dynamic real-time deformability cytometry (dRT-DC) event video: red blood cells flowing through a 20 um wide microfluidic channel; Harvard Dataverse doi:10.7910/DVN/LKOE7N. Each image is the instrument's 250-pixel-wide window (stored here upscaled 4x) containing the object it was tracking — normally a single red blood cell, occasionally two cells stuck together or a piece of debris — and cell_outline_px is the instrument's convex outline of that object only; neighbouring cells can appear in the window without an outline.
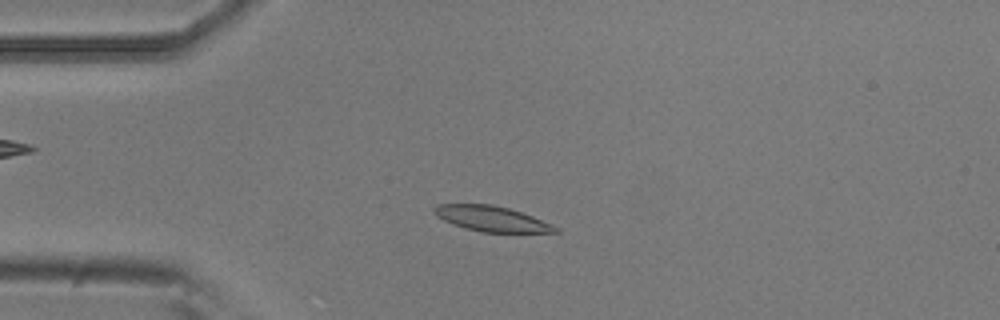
{"species": "common noctule bat (a hibernating species)", "species_latin": "Nyctalus noctula", "temperature_condition": "room temperature", "stored_images_in_passage": 52, "camera_frame_rate_fps": 3000, "um_per_image_px": 0.085, "animal": {"sex": "male", "body_mass_g": 20.5, "forearm_length_mm": 52.5}, "frame": {"image": 1, "passage_image": 12, "time_ms": 3.667, "image_size_px": [1000, 320], "cell_outline_px": [[560, 232], [480, 232], [464, 228], [452, 224], [436, 216], [432, 212], [432, 208], [436, 204], [492, 204], [508, 208], [532, 216], [552, 224], [560, 228]], "centroid_in_image_um": [41.75, 18.59], "position_along_channel_um": 43.3, "area_um2": 17.98}}
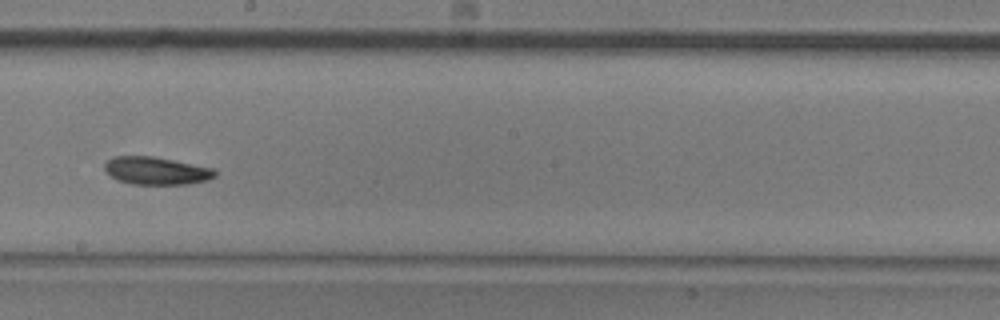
{"frame": {"image": 2, "passage_image": 29, "time_ms": 9.333, "image_size_px": [1000, 320], "cell_outline_px": [[216, 176], [208, 180], [188, 184], [132, 184], [116, 180], [104, 168], [104, 164], [112, 156], [152, 156], [212, 168], [216, 172]], "centroid_in_image_um": [13.27, 14.52], "position_along_channel_um": 234.9, "area_um2": 17.69}}
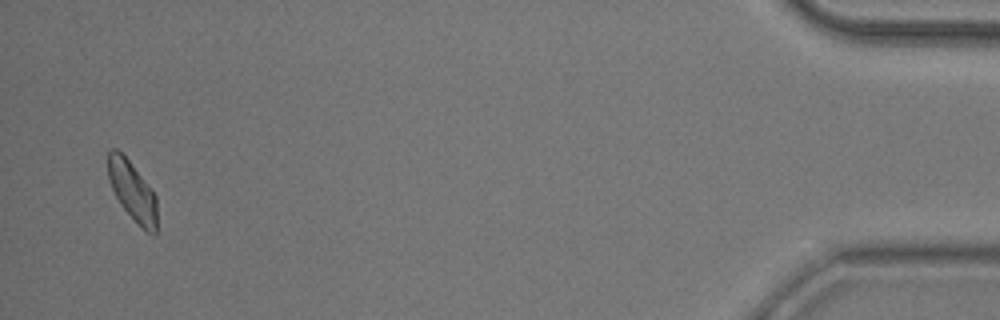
{"frame": {"image": 3, "passage_image": 51, "time_ms": 16.667, "image_size_px": [1000, 320], "cell_outline_px": [[156, 236], [152, 236], [120, 204], [108, 180], [108, 152], [112, 148], [116, 148], [128, 160], [156, 196]], "centroid_in_image_um": [11.24, 16.23], "position_along_channel_um": 424.0, "area_um2": 16.36}, "authors_computed_cell_mechanics": {"area_um2": 17.9469, "velocity_mm_per_s": 3.7391, "shape_relaxation_time_tau1_ms": 6.0708, "shape_relaxation_time_tau2_ms": 7.4152, "deformation_change_tau1": 0.1395, "deformation_change_tau2": 0.1117}}